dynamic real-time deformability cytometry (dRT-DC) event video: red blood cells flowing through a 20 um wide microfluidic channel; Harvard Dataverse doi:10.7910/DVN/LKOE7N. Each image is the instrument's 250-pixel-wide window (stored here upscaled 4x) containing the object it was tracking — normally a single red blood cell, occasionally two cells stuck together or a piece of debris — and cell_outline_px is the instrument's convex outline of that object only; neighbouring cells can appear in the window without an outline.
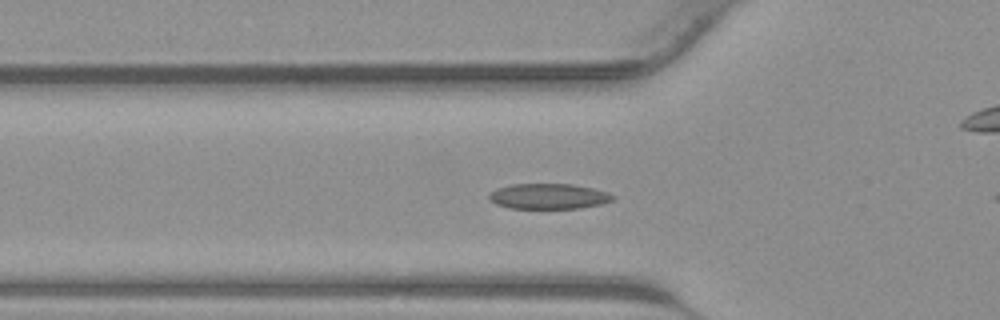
{"species": "common noctule bat (a hibernating species)", "species_latin": "Nyctalus noctula", "temperature_condition": "warm", "stored_images_in_passage": 44, "camera_frame_rate_fps": 3000, "um_per_image_px": 0.085, "animal": {"sex": "male", "body_mass_g": 23.1, "forearm_length_mm": 52.7}, "frame": {"image": 1, "passage_image": 15, "time_ms": 4.667, "image_size_px": [1000, 320], "cell_outline_px": [[616, 196], [612, 200], [600, 204], [580, 208], [508, 208], [496, 204], [488, 200], [488, 196], [496, 188], [512, 184], [572, 184], [592, 188], [608, 192]], "centroid_in_image_um": [46.61, 16.68], "position_along_channel_um": 79.2, "area_um2": 18.32}}
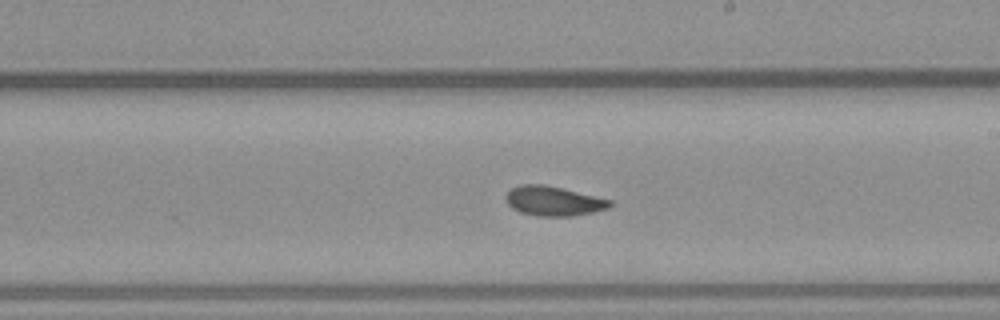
{"frame": {"image": 2, "passage_image": 25, "time_ms": 8.0, "image_size_px": [1000, 320], "cell_outline_px": [[612, 204], [608, 208], [592, 212], [572, 216], [536, 216], [520, 212], [512, 208], [508, 204], [504, 196], [512, 188], [520, 184], [544, 184], [612, 200]], "centroid_in_image_um": [47.02, 17.09], "position_along_channel_um": 242.0, "area_um2": 17.86}}
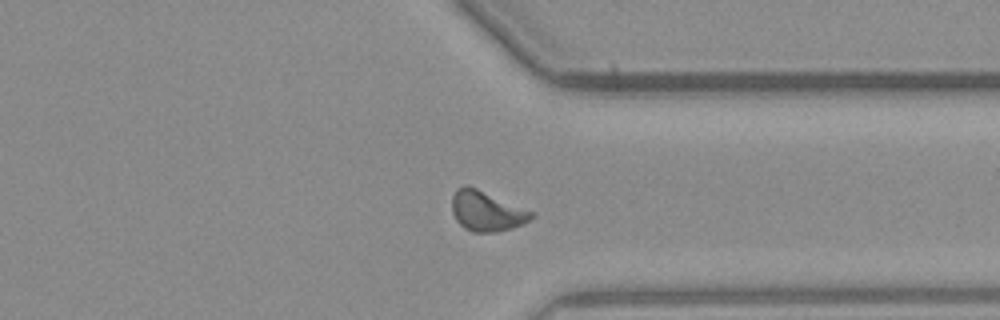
{"frame": {"image": 3, "passage_image": 33, "time_ms": 10.667, "image_size_px": [1000, 320], "cell_outline_px": [[536, 216], [512, 228], [496, 232], [472, 232], [464, 228], [456, 220], [452, 212], [452, 196], [456, 188], [464, 184], [468, 184], [536, 212]], "centroid_in_image_um": [41.36, 17.91], "position_along_channel_um": 370.0, "area_um2": 18.9}}